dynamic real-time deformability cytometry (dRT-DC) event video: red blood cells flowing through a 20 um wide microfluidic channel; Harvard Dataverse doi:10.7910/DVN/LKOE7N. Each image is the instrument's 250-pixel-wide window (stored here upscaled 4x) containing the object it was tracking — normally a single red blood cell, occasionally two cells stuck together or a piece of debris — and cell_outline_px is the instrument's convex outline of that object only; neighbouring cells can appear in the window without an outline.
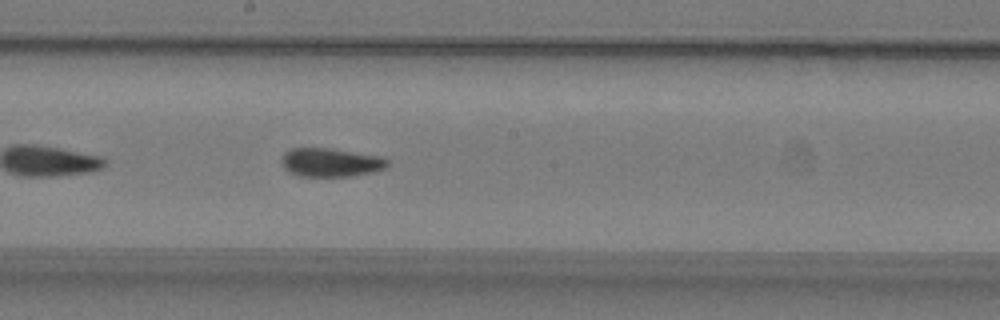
{"species": "common noctule bat (a hibernating species)", "species_latin": "Nyctalus noctula", "temperature_condition": "warm", "stored_images_in_passage": 31, "camera_frame_rate_fps": 3000, "um_per_image_px": 0.085, "animal": {"sex": "male", "body_mass_g": 19.2, "forearm_length_mm": 51.8}, "frame": {"image": 1, "passage_image": 14, "time_ms": 4.333, "image_size_px": [1000, 320], "cell_outline_px": [[388, 164], [384, 168], [372, 172], [352, 176], [300, 176], [284, 168], [280, 160], [284, 152], [292, 148], [328, 148], [384, 156], [388, 160]], "centroid_in_image_um": [28.12, 13.79], "position_along_channel_um": 220.1, "area_um2": 17.69}}
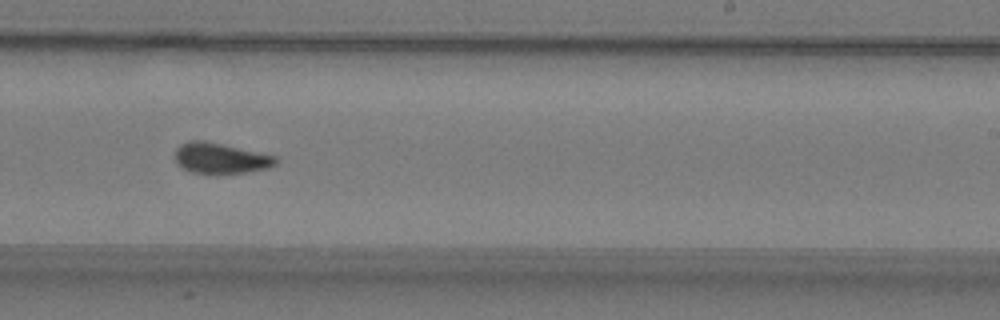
{"frame": {"image": 2, "passage_image": 18, "time_ms": 5.667, "image_size_px": [1000, 320], "cell_outline_px": [[280, 160], [276, 164], [268, 168], [248, 172], [192, 172], [176, 164], [176, 148], [180, 144], [188, 140], [204, 140], [276, 156]], "centroid_in_image_um": [18.76, 13.42], "position_along_channel_um": 270.2, "area_um2": 17.69}, "authors_computed_cell_mechanics": {"area_um2": 17.7446, "velocity_mm_per_s": 3.7918, "shape_relaxation_time_tau1_ms": 9.5516, "shape_relaxation_time_tau2_ms": 2.4888, "deformation_change_tau1": 0.2324, "deformation_change_tau2": 0.0686}}